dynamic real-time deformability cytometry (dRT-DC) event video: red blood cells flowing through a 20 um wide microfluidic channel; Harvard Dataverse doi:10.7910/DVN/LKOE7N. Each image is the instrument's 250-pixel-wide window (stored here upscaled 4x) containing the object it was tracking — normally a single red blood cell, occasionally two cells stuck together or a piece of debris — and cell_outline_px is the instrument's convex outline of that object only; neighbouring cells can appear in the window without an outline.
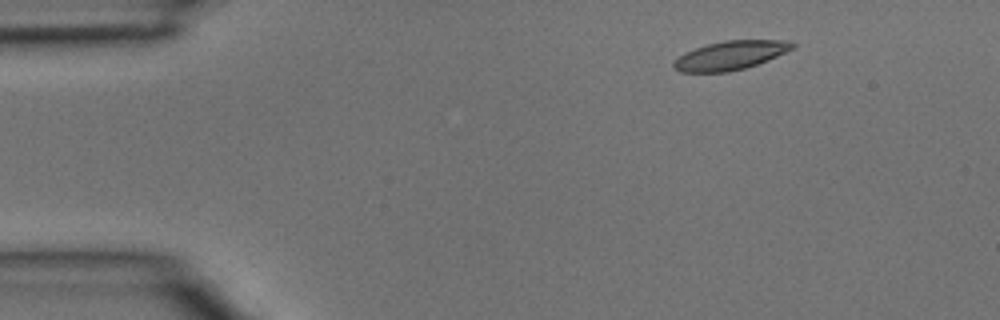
{"species": "common noctule bat (a hibernating species)", "species_latin": "Nyctalus noctula", "temperature_condition": "room temperature", "stored_images_in_passage": 4, "camera_frame_rate_fps": 3000, "um_per_image_px": 0.085, "animal": {"sex": "male", "body_mass_g": 15.6}, "frame": {"image": 1, "passage_image": 1, "time_ms": 0.0, "image_size_px": [1000, 320], "cell_outline_px": [[796, 48], [768, 60], [744, 68], [728, 72], [680, 72], [672, 68], [672, 60], [684, 52], [708, 44], [724, 40], [792, 40], [796, 44]], "centroid_in_image_um": [62.08, 4.7], "position_along_channel_um": 22.9, "area_um2": 20.23}}
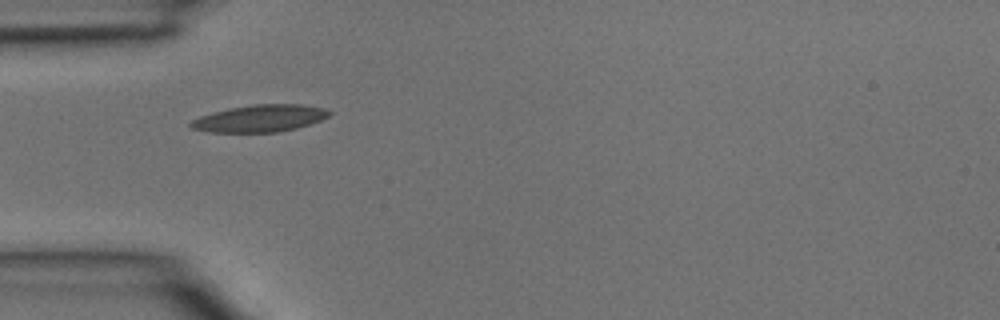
{"frame": {"image": 2, "passage_image": 3, "time_ms": 0.667, "image_size_px": [1000, 320], "cell_outline_px": [[332, 112], [328, 116], [320, 120], [296, 128], [276, 132], [208, 132], [192, 128], [188, 124], [192, 120], [200, 116], [212, 112], [228, 108], [256, 104], [300, 104], [324, 108]], "centroid_in_image_um": [22.06, 10.06], "position_along_channel_um": 62.9, "area_um2": 21.73}}
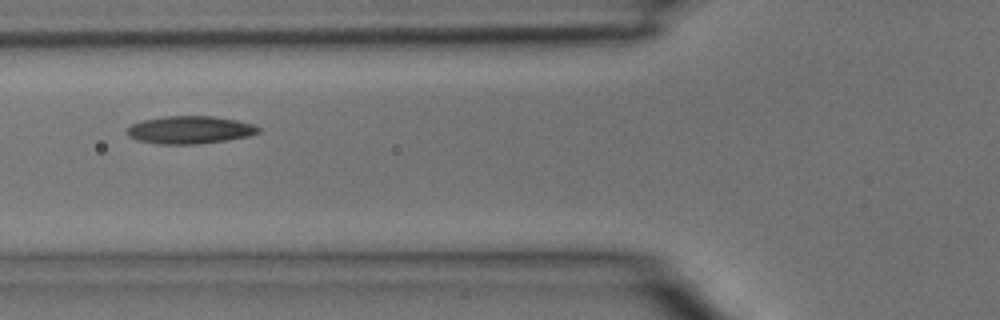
{"frame": {"image": 3, "passage_image": 4, "time_ms": 1.0, "image_size_px": [1000, 320], "cell_outline_px": [[260, 132], [248, 136], [228, 140], [200, 144], [156, 144], [136, 140], [128, 136], [128, 128], [132, 124], [140, 120], [164, 116], [212, 116], [236, 120], [252, 124], [260, 128]], "centroid_in_image_um": [16.12, 11.04], "position_along_channel_um": 109.7, "area_um2": 21.33}}